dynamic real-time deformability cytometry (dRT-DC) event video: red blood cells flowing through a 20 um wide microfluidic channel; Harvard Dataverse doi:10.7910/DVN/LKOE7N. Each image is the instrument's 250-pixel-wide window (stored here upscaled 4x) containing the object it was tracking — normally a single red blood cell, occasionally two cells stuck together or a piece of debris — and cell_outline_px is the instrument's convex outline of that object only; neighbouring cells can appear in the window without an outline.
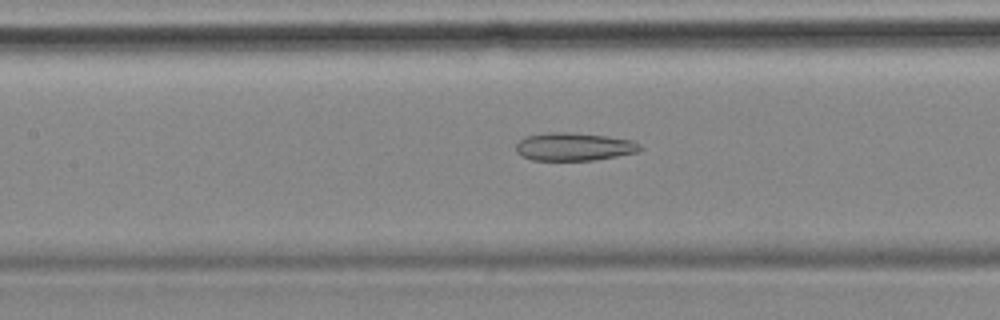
{"species": "common noctule bat (a hibernating species)", "species_latin": "Nyctalus noctula", "temperature_condition": "cold", "stored_images_in_passage": 55, "camera_frame_rate_fps": 3000, "um_per_image_px": 0.085, "animal": {"sex": "female", "body_mass_g": 18.4}, "frame": {"image": 1, "passage_image": 24, "time_ms": 7.667, "image_size_px": [1000, 320], "cell_outline_px": [[644, 148], [636, 152], [616, 156], [592, 160], [532, 160], [520, 156], [516, 152], [516, 144], [520, 140], [528, 136], [548, 132], [568, 132], [608, 136], [632, 140], [640, 144]], "centroid_in_image_um": [48.78, 12.47], "position_along_channel_um": 158.6, "area_um2": 20.23}}
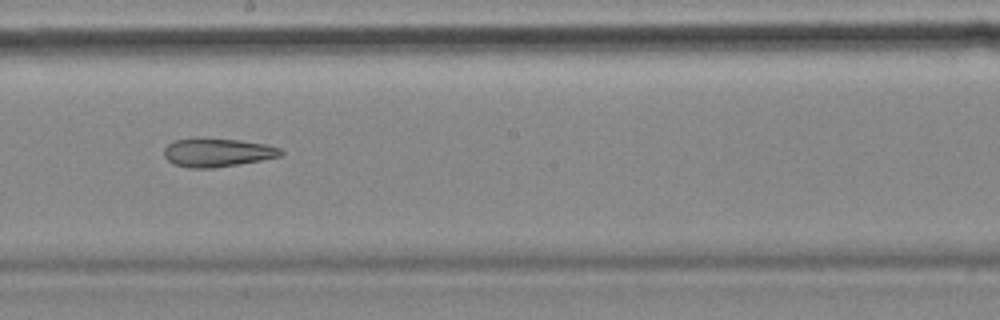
{"frame": {"image": 2, "passage_image": 30, "time_ms": 9.667, "image_size_px": [1000, 320], "cell_outline_px": [[284, 152], [280, 156], [260, 160], [212, 168], [188, 168], [172, 164], [164, 156], [164, 148], [168, 144], [176, 140], [240, 140], [268, 144], [280, 148]], "centroid_in_image_um": [18.49, 12.99], "position_along_channel_um": 229.7, "area_um2": 18.84}}
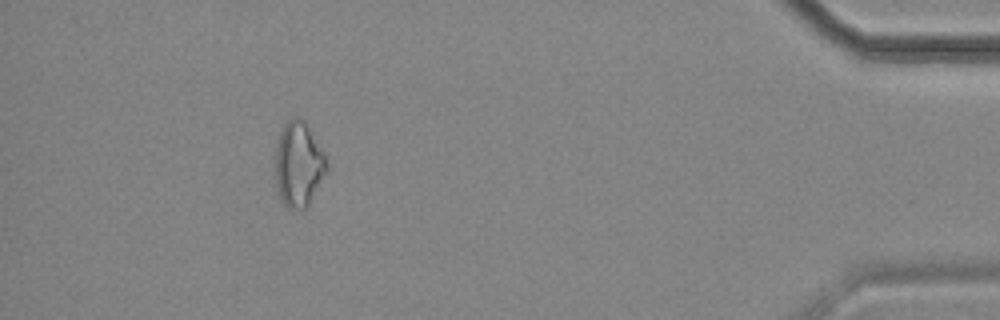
{"frame": {"image": 3, "passage_image": 50, "time_ms": 16.333, "image_size_px": [1000, 320], "cell_outline_px": [[328, 172], [308, 204], [304, 208], [288, 208], [284, 204], [280, 196], [276, 184], [276, 140], [284, 124], [288, 120], [296, 116], [304, 120], [324, 152], [328, 164]], "centroid_in_image_um": [25.39, 13.93], "position_along_channel_um": 409.8, "area_um2": 25.37}, "authors_computed_cell_mechanics": {"area_um2": 23.3512, "velocity_mm_per_s": 3.5769, "shape_relaxation_time_tau1_ms": null, "shape_relaxation_time_tau2_ms": 7.5238, "deformation_change_tau1": null, "deformation_change_tau2": 0.1951}}